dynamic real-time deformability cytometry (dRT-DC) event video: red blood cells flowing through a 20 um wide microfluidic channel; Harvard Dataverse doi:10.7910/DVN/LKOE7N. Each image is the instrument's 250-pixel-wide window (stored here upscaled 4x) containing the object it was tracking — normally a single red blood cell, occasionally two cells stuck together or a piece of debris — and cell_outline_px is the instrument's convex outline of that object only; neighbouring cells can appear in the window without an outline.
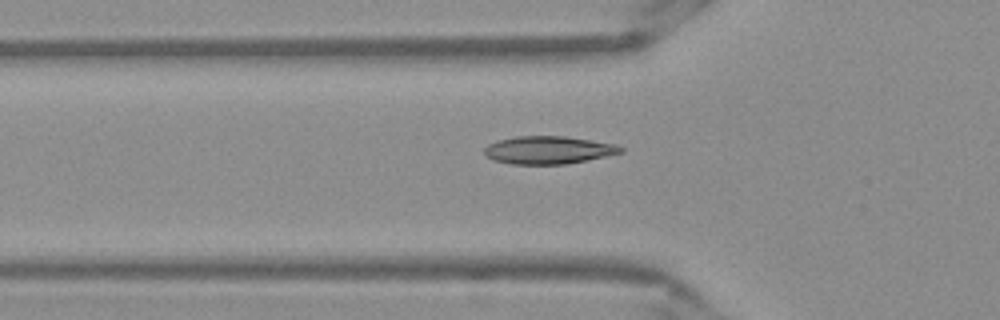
{"species": "Egyptian fruit bat (a non-hibernating species)", "species_latin": "Rousettus aegyptiacus", "temperature_condition": "warm", "stored_images_in_passage": 39, "camera_frame_rate_fps": 3000, "um_per_image_px": 0.085, "frame": {"image": 1, "passage_image": 10, "time_ms": 3.0, "image_size_px": [1000, 320], "cell_outline_px": [[620, 148], [616, 152], [580, 160], [556, 164], [524, 164], [500, 160], [492, 156], [492, 144], [504, 140], [532, 136], [552, 136], [584, 140], [604, 144]], "centroid_in_image_um": [46.6, 12.75], "position_along_channel_um": 79.2, "area_um2": 18.96}}
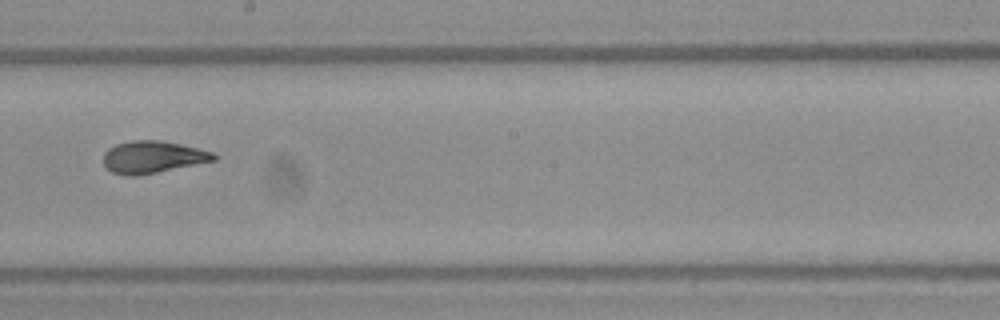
{"frame": {"image": 2, "passage_image": 22, "time_ms": 7.0, "image_size_px": [1000, 320], "cell_outline_px": [[216, 156], [212, 160], [152, 172], [116, 172], [108, 168], [104, 160], [104, 156], [112, 148], [120, 144], [172, 144], [192, 148], [208, 152]], "centroid_in_image_um": [12.99, 13.38], "position_along_channel_um": 235.2, "area_um2": 17.17}}
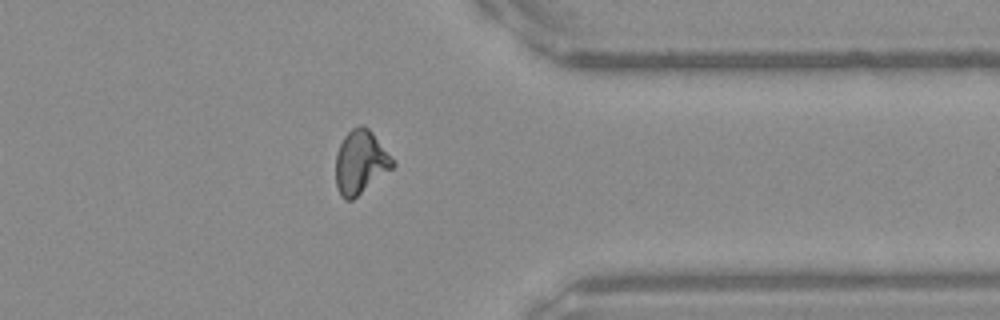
{"frame": {"image": 3, "passage_image": 34, "time_ms": 11.0, "image_size_px": [1000, 320], "cell_outline_px": [[392, 168], [356, 196], [348, 200], [340, 192], [336, 184], [336, 160], [340, 148], [344, 140], [356, 128], [364, 128], [372, 136], [392, 160]], "centroid_in_image_um": [30.61, 13.88], "position_along_channel_um": 380.8, "area_um2": 18.9}}